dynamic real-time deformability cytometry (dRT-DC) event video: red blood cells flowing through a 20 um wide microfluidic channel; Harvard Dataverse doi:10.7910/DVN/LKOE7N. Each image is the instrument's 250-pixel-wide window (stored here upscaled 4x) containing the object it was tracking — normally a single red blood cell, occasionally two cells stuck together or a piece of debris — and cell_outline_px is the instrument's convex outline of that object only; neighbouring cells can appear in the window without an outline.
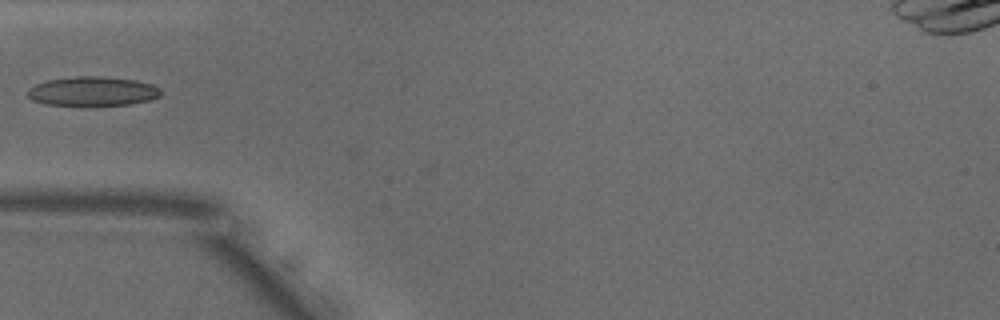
{"species": "common noctule bat (a hibernating species)", "species_latin": "Nyctalus noctula", "temperature_condition": "warm", "stored_images_in_passage": 35, "camera_frame_rate_fps": 3000, "um_per_image_px": 0.085, "animal": {"sex": "male", "body_mass_g": 18.8}, "frame": {"image": 1, "passage_image": 1, "time_ms": 0.0, "image_size_px": [1000, 320], "cell_outline_px": [[160, 96], [148, 100], [128, 104], [44, 104], [32, 100], [28, 96], [28, 88], [36, 84], [48, 80], [76, 76], [100, 76], [136, 80], [152, 84], [160, 88]], "centroid_in_image_um": [7.87, 7.73], "position_along_channel_um": 77.1, "area_um2": 22.25}}
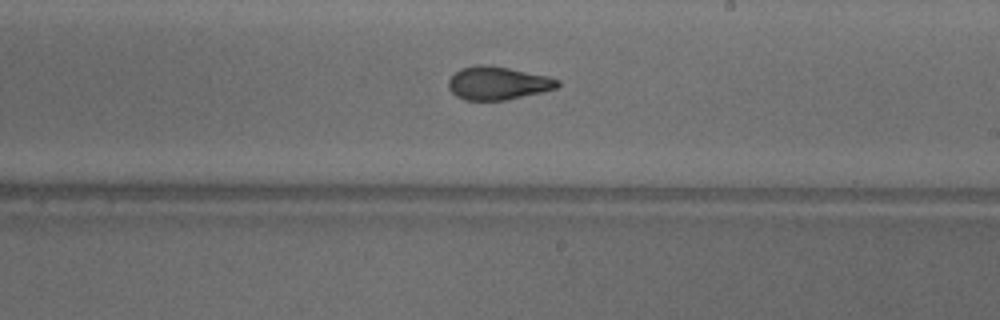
{"frame": {"image": 2, "passage_image": 14, "time_ms": 4.333, "image_size_px": [1000, 320], "cell_outline_px": [[560, 84], [556, 88], [508, 100], [464, 100], [456, 96], [448, 88], [448, 80], [460, 68], [476, 64], [484, 64], [508, 68], [548, 76], [560, 80]], "centroid_in_image_um": [42.29, 7.06], "position_along_channel_um": 246.7, "area_um2": 21.1}}
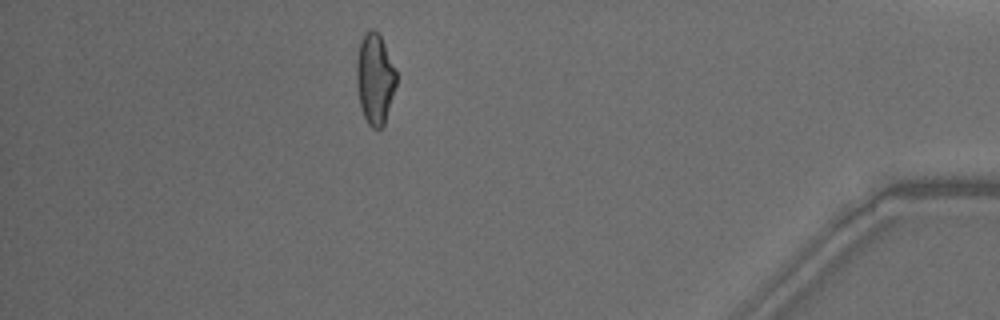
{"frame": {"image": 3, "passage_image": 30, "time_ms": 9.667, "image_size_px": [1000, 320], "cell_outline_px": [[396, 84], [384, 124], [380, 132], [372, 128], [368, 124], [364, 116], [360, 104], [356, 84], [356, 60], [360, 44], [364, 36], [372, 28], [380, 36], [384, 44], [396, 72]], "centroid_in_image_um": [31.85, 6.76], "position_along_channel_um": 403.3, "area_um2": 20.69}}